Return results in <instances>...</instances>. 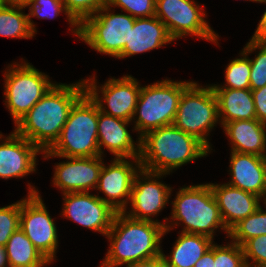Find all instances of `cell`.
<instances>
[{
  "mask_svg": "<svg viewBox=\"0 0 266 267\" xmlns=\"http://www.w3.org/2000/svg\"><path fill=\"white\" fill-rule=\"evenodd\" d=\"M86 92L85 82L57 84L29 110L15 127V132L37 146L48 150L58 139L75 102Z\"/></svg>",
  "mask_w": 266,
  "mask_h": 267,
  "instance_id": "1",
  "label": "cell"
},
{
  "mask_svg": "<svg viewBox=\"0 0 266 267\" xmlns=\"http://www.w3.org/2000/svg\"><path fill=\"white\" fill-rule=\"evenodd\" d=\"M171 227L169 224L164 227L157 222L132 219L123 212H117L106 234L111 242L100 267H118L161 255V238Z\"/></svg>",
  "mask_w": 266,
  "mask_h": 267,
  "instance_id": "2",
  "label": "cell"
},
{
  "mask_svg": "<svg viewBox=\"0 0 266 267\" xmlns=\"http://www.w3.org/2000/svg\"><path fill=\"white\" fill-rule=\"evenodd\" d=\"M210 151L197 138L172 124L151 130L140 138L139 159L142 169L168 175Z\"/></svg>",
  "mask_w": 266,
  "mask_h": 267,
  "instance_id": "3",
  "label": "cell"
},
{
  "mask_svg": "<svg viewBox=\"0 0 266 267\" xmlns=\"http://www.w3.org/2000/svg\"><path fill=\"white\" fill-rule=\"evenodd\" d=\"M50 157L100 156L98 146V105L85 92L73 105L56 142L46 151Z\"/></svg>",
  "mask_w": 266,
  "mask_h": 267,
  "instance_id": "4",
  "label": "cell"
},
{
  "mask_svg": "<svg viewBox=\"0 0 266 267\" xmlns=\"http://www.w3.org/2000/svg\"><path fill=\"white\" fill-rule=\"evenodd\" d=\"M171 204L173 207L172 216H170L172 221L170 220L169 223L175 227L179 224L177 221H181L184 224L181 232L201 234L213 239L215 229L220 227L221 230L229 234L210 183L180 188Z\"/></svg>",
  "mask_w": 266,
  "mask_h": 267,
  "instance_id": "5",
  "label": "cell"
},
{
  "mask_svg": "<svg viewBox=\"0 0 266 267\" xmlns=\"http://www.w3.org/2000/svg\"><path fill=\"white\" fill-rule=\"evenodd\" d=\"M191 83L166 79L141 86L133 115L134 119L139 114L134 122L139 138L151 130L174 123L181 94Z\"/></svg>",
  "mask_w": 266,
  "mask_h": 267,
  "instance_id": "6",
  "label": "cell"
},
{
  "mask_svg": "<svg viewBox=\"0 0 266 267\" xmlns=\"http://www.w3.org/2000/svg\"><path fill=\"white\" fill-rule=\"evenodd\" d=\"M205 87L192 82L182 92L173 124L197 138L210 150L211 145L207 137L220 120L218 102L212 86Z\"/></svg>",
  "mask_w": 266,
  "mask_h": 267,
  "instance_id": "7",
  "label": "cell"
},
{
  "mask_svg": "<svg viewBox=\"0 0 266 267\" xmlns=\"http://www.w3.org/2000/svg\"><path fill=\"white\" fill-rule=\"evenodd\" d=\"M4 77L5 105L15 125L55 84L48 75L23 61L21 64L9 65Z\"/></svg>",
  "mask_w": 266,
  "mask_h": 267,
  "instance_id": "8",
  "label": "cell"
},
{
  "mask_svg": "<svg viewBox=\"0 0 266 267\" xmlns=\"http://www.w3.org/2000/svg\"><path fill=\"white\" fill-rule=\"evenodd\" d=\"M104 5L79 25V37L99 53L117 57L129 43L130 28L135 18L129 14H114ZM105 12V13H104Z\"/></svg>",
  "mask_w": 266,
  "mask_h": 267,
  "instance_id": "9",
  "label": "cell"
},
{
  "mask_svg": "<svg viewBox=\"0 0 266 267\" xmlns=\"http://www.w3.org/2000/svg\"><path fill=\"white\" fill-rule=\"evenodd\" d=\"M194 0H156L155 16L160 19L173 40L186 35L218 43V35L205 21V12Z\"/></svg>",
  "mask_w": 266,
  "mask_h": 267,
  "instance_id": "10",
  "label": "cell"
},
{
  "mask_svg": "<svg viewBox=\"0 0 266 267\" xmlns=\"http://www.w3.org/2000/svg\"><path fill=\"white\" fill-rule=\"evenodd\" d=\"M28 186V197L20 200V228L51 264L58 248L57 228L39 191Z\"/></svg>",
  "mask_w": 266,
  "mask_h": 267,
  "instance_id": "11",
  "label": "cell"
},
{
  "mask_svg": "<svg viewBox=\"0 0 266 267\" xmlns=\"http://www.w3.org/2000/svg\"><path fill=\"white\" fill-rule=\"evenodd\" d=\"M95 78L85 79L84 82L86 92L97 103L99 110L113 117L130 122L133 121L134 111L141 90L139 82L131 75H126L119 79L113 77L101 85L100 90L99 86L97 87V79ZM99 90L102 94L101 97L98 93L100 92ZM103 102L107 104V108L110 110H106V107L103 105L105 103Z\"/></svg>",
  "mask_w": 266,
  "mask_h": 267,
  "instance_id": "12",
  "label": "cell"
},
{
  "mask_svg": "<svg viewBox=\"0 0 266 267\" xmlns=\"http://www.w3.org/2000/svg\"><path fill=\"white\" fill-rule=\"evenodd\" d=\"M162 175L166 174L140 168L134 177L131 189L132 210L123 213L132 219L157 222L166 227L167 222L161 223L151 218L165 208L171 197L172 188L158 181Z\"/></svg>",
  "mask_w": 266,
  "mask_h": 267,
  "instance_id": "13",
  "label": "cell"
},
{
  "mask_svg": "<svg viewBox=\"0 0 266 267\" xmlns=\"http://www.w3.org/2000/svg\"><path fill=\"white\" fill-rule=\"evenodd\" d=\"M62 215L81 224L82 227L95 230L105 235L112 227L117 213L98 195L89 192L64 193Z\"/></svg>",
  "mask_w": 266,
  "mask_h": 267,
  "instance_id": "14",
  "label": "cell"
},
{
  "mask_svg": "<svg viewBox=\"0 0 266 267\" xmlns=\"http://www.w3.org/2000/svg\"><path fill=\"white\" fill-rule=\"evenodd\" d=\"M132 162L127 158H114L108 166L103 163L100 172L96 189L102 191L105 198L98 197L117 212L126 211L134 177L141 168L139 158H134Z\"/></svg>",
  "mask_w": 266,
  "mask_h": 267,
  "instance_id": "15",
  "label": "cell"
},
{
  "mask_svg": "<svg viewBox=\"0 0 266 267\" xmlns=\"http://www.w3.org/2000/svg\"><path fill=\"white\" fill-rule=\"evenodd\" d=\"M66 159V162L55 166L53 184L60 188L63 194L96 189L104 163L102 156Z\"/></svg>",
  "mask_w": 266,
  "mask_h": 267,
  "instance_id": "16",
  "label": "cell"
},
{
  "mask_svg": "<svg viewBox=\"0 0 266 267\" xmlns=\"http://www.w3.org/2000/svg\"><path fill=\"white\" fill-rule=\"evenodd\" d=\"M4 140L0 143V178H22L35 172L37 155L42 151L15 131Z\"/></svg>",
  "mask_w": 266,
  "mask_h": 267,
  "instance_id": "17",
  "label": "cell"
},
{
  "mask_svg": "<svg viewBox=\"0 0 266 267\" xmlns=\"http://www.w3.org/2000/svg\"><path fill=\"white\" fill-rule=\"evenodd\" d=\"M130 121L113 117L99 110L98 107V146L100 156H103V147L109 150L116 158H139L140 138L137 146L129 134L126 125Z\"/></svg>",
  "mask_w": 266,
  "mask_h": 267,
  "instance_id": "18",
  "label": "cell"
},
{
  "mask_svg": "<svg viewBox=\"0 0 266 267\" xmlns=\"http://www.w3.org/2000/svg\"><path fill=\"white\" fill-rule=\"evenodd\" d=\"M222 220L229 231L240 220L253 214L261 205L259 196L225 184L210 183Z\"/></svg>",
  "mask_w": 266,
  "mask_h": 267,
  "instance_id": "19",
  "label": "cell"
},
{
  "mask_svg": "<svg viewBox=\"0 0 266 267\" xmlns=\"http://www.w3.org/2000/svg\"><path fill=\"white\" fill-rule=\"evenodd\" d=\"M231 181L227 184L253 193L264 199L266 195V163L264 157L231 151Z\"/></svg>",
  "mask_w": 266,
  "mask_h": 267,
  "instance_id": "20",
  "label": "cell"
},
{
  "mask_svg": "<svg viewBox=\"0 0 266 267\" xmlns=\"http://www.w3.org/2000/svg\"><path fill=\"white\" fill-rule=\"evenodd\" d=\"M172 41L164 23L156 16L135 18L133 28H130L129 43L116 58L124 59L151 51Z\"/></svg>",
  "mask_w": 266,
  "mask_h": 267,
  "instance_id": "21",
  "label": "cell"
},
{
  "mask_svg": "<svg viewBox=\"0 0 266 267\" xmlns=\"http://www.w3.org/2000/svg\"><path fill=\"white\" fill-rule=\"evenodd\" d=\"M223 128L231 141V151L260 157L266 154L265 123L257 119L237 120L226 123Z\"/></svg>",
  "mask_w": 266,
  "mask_h": 267,
  "instance_id": "22",
  "label": "cell"
},
{
  "mask_svg": "<svg viewBox=\"0 0 266 267\" xmlns=\"http://www.w3.org/2000/svg\"><path fill=\"white\" fill-rule=\"evenodd\" d=\"M218 102L221 126L237 120L256 119V109L250 89H213Z\"/></svg>",
  "mask_w": 266,
  "mask_h": 267,
  "instance_id": "23",
  "label": "cell"
},
{
  "mask_svg": "<svg viewBox=\"0 0 266 267\" xmlns=\"http://www.w3.org/2000/svg\"><path fill=\"white\" fill-rule=\"evenodd\" d=\"M212 244L213 239L208 236L181 232L170 256L162 254L167 267H194Z\"/></svg>",
  "mask_w": 266,
  "mask_h": 267,
  "instance_id": "24",
  "label": "cell"
},
{
  "mask_svg": "<svg viewBox=\"0 0 266 267\" xmlns=\"http://www.w3.org/2000/svg\"><path fill=\"white\" fill-rule=\"evenodd\" d=\"M4 248L8 267H44L50 263L21 228L14 231Z\"/></svg>",
  "mask_w": 266,
  "mask_h": 267,
  "instance_id": "25",
  "label": "cell"
},
{
  "mask_svg": "<svg viewBox=\"0 0 266 267\" xmlns=\"http://www.w3.org/2000/svg\"><path fill=\"white\" fill-rule=\"evenodd\" d=\"M23 8L19 4L0 5V36L28 39L35 35Z\"/></svg>",
  "mask_w": 266,
  "mask_h": 267,
  "instance_id": "26",
  "label": "cell"
},
{
  "mask_svg": "<svg viewBox=\"0 0 266 267\" xmlns=\"http://www.w3.org/2000/svg\"><path fill=\"white\" fill-rule=\"evenodd\" d=\"M262 234H266V210L260 206L253 214L235 224L229 230L228 237L242 246L250 238Z\"/></svg>",
  "mask_w": 266,
  "mask_h": 267,
  "instance_id": "27",
  "label": "cell"
},
{
  "mask_svg": "<svg viewBox=\"0 0 266 267\" xmlns=\"http://www.w3.org/2000/svg\"><path fill=\"white\" fill-rule=\"evenodd\" d=\"M25 7H29L28 20L31 29L36 33V26L31 20L32 17L38 19H53L59 16L61 12H65L67 15V20L69 21L71 27H74L73 33L79 37V25L66 13L62 0H30L27 2ZM32 21V22H31Z\"/></svg>",
  "mask_w": 266,
  "mask_h": 267,
  "instance_id": "28",
  "label": "cell"
},
{
  "mask_svg": "<svg viewBox=\"0 0 266 267\" xmlns=\"http://www.w3.org/2000/svg\"><path fill=\"white\" fill-rule=\"evenodd\" d=\"M240 58L231 60L225 71L226 85H211L212 89H250V59L241 52Z\"/></svg>",
  "mask_w": 266,
  "mask_h": 267,
  "instance_id": "29",
  "label": "cell"
},
{
  "mask_svg": "<svg viewBox=\"0 0 266 267\" xmlns=\"http://www.w3.org/2000/svg\"><path fill=\"white\" fill-rule=\"evenodd\" d=\"M256 49L260 51L254 59H250V90L266 86V42L251 39L243 48V51L249 54Z\"/></svg>",
  "mask_w": 266,
  "mask_h": 267,
  "instance_id": "30",
  "label": "cell"
},
{
  "mask_svg": "<svg viewBox=\"0 0 266 267\" xmlns=\"http://www.w3.org/2000/svg\"><path fill=\"white\" fill-rule=\"evenodd\" d=\"M231 242L225 246L214 244V267H244L242 246Z\"/></svg>",
  "mask_w": 266,
  "mask_h": 267,
  "instance_id": "31",
  "label": "cell"
},
{
  "mask_svg": "<svg viewBox=\"0 0 266 267\" xmlns=\"http://www.w3.org/2000/svg\"><path fill=\"white\" fill-rule=\"evenodd\" d=\"M62 2L66 13L78 25L106 4V0H62Z\"/></svg>",
  "mask_w": 266,
  "mask_h": 267,
  "instance_id": "32",
  "label": "cell"
},
{
  "mask_svg": "<svg viewBox=\"0 0 266 267\" xmlns=\"http://www.w3.org/2000/svg\"><path fill=\"white\" fill-rule=\"evenodd\" d=\"M20 228V201L0 207V246L5 247L14 231Z\"/></svg>",
  "mask_w": 266,
  "mask_h": 267,
  "instance_id": "33",
  "label": "cell"
},
{
  "mask_svg": "<svg viewBox=\"0 0 266 267\" xmlns=\"http://www.w3.org/2000/svg\"><path fill=\"white\" fill-rule=\"evenodd\" d=\"M156 0H106L109 7H119L134 18L155 16Z\"/></svg>",
  "mask_w": 266,
  "mask_h": 267,
  "instance_id": "34",
  "label": "cell"
},
{
  "mask_svg": "<svg viewBox=\"0 0 266 267\" xmlns=\"http://www.w3.org/2000/svg\"><path fill=\"white\" fill-rule=\"evenodd\" d=\"M245 263L249 258L254 265H266V234L256 236L247 240L243 245Z\"/></svg>",
  "mask_w": 266,
  "mask_h": 267,
  "instance_id": "35",
  "label": "cell"
},
{
  "mask_svg": "<svg viewBox=\"0 0 266 267\" xmlns=\"http://www.w3.org/2000/svg\"><path fill=\"white\" fill-rule=\"evenodd\" d=\"M251 91L256 109V119L266 124V86Z\"/></svg>",
  "mask_w": 266,
  "mask_h": 267,
  "instance_id": "36",
  "label": "cell"
},
{
  "mask_svg": "<svg viewBox=\"0 0 266 267\" xmlns=\"http://www.w3.org/2000/svg\"><path fill=\"white\" fill-rule=\"evenodd\" d=\"M126 267H167V265L163 254H161L155 258L126 264Z\"/></svg>",
  "mask_w": 266,
  "mask_h": 267,
  "instance_id": "37",
  "label": "cell"
},
{
  "mask_svg": "<svg viewBox=\"0 0 266 267\" xmlns=\"http://www.w3.org/2000/svg\"><path fill=\"white\" fill-rule=\"evenodd\" d=\"M194 267H214V243L195 263Z\"/></svg>",
  "mask_w": 266,
  "mask_h": 267,
  "instance_id": "38",
  "label": "cell"
},
{
  "mask_svg": "<svg viewBox=\"0 0 266 267\" xmlns=\"http://www.w3.org/2000/svg\"><path fill=\"white\" fill-rule=\"evenodd\" d=\"M251 39L259 41V42H266V10L264 14L262 15V18Z\"/></svg>",
  "mask_w": 266,
  "mask_h": 267,
  "instance_id": "39",
  "label": "cell"
},
{
  "mask_svg": "<svg viewBox=\"0 0 266 267\" xmlns=\"http://www.w3.org/2000/svg\"><path fill=\"white\" fill-rule=\"evenodd\" d=\"M5 255V248L0 246V267H8Z\"/></svg>",
  "mask_w": 266,
  "mask_h": 267,
  "instance_id": "40",
  "label": "cell"
},
{
  "mask_svg": "<svg viewBox=\"0 0 266 267\" xmlns=\"http://www.w3.org/2000/svg\"><path fill=\"white\" fill-rule=\"evenodd\" d=\"M30 0H7V4H19V5H25Z\"/></svg>",
  "mask_w": 266,
  "mask_h": 267,
  "instance_id": "41",
  "label": "cell"
},
{
  "mask_svg": "<svg viewBox=\"0 0 266 267\" xmlns=\"http://www.w3.org/2000/svg\"><path fill=\"white\" fill-rule=\"evenodd\" d=\"M244 267H266V265H254L249 263H245Z\"/></svg>",
  "mask_w": 266,
  "mask_h": 267,
  "instance_id": "42",
  "label": "cell"
},
{
  "mask_svg": "<svg viewBox=\"0 0 266 267\" xmlns=\"http://www.w3.org/2000/svg\"><path fill=\"white\" fill-rule=\"evenodd\" d=\"M0 5H7V0H0Z\"/></svg>",
  "mask_w": 266,
  "mask_h": 267,
  "instance_id": "43",
  "label": "cell"
},
{
  "mask_svg": "<svg viewBox=\"0 0 266 267\" xmlns=\"http://www.w3.org/2000/svg\"><path fill=\"white\" fill-rule=\"evenodd\" d=\"M258 3H265L266 4V0H257Z\"/></svg>",
  "mask_w": 266,
  "mask_h": 267,
  "instance_id": "44",
  "label": "cell"
},
{
  "mask_svg": "<svg viewBox=\"0 0 266 267\" xmlns=\"http://www.w3.org/2000/svg\"><path fill=\"white\" fill-rule=\"evenodd\" d=\"M263 202H264V204L266 206V195H265V198L263 199Z\"/></svg>",
  "mask_w": 266,
  "mask_h": 267,
  "instance_id": "45",
  "label": "cell"
}]
</instances>
